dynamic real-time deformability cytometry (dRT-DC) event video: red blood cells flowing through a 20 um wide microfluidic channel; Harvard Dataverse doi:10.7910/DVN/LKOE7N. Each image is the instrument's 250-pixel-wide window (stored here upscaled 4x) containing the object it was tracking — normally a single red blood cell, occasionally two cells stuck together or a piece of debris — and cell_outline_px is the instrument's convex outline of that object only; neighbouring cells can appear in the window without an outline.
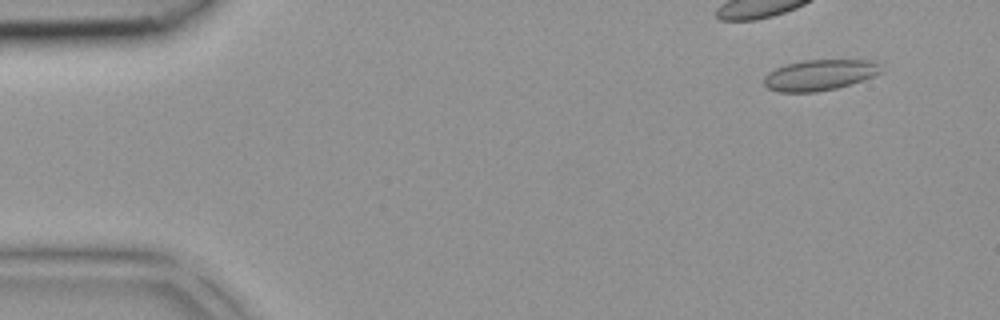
{"species": "common noctule bat (a hibernating species)", "species_latin": "Nyctalus noctula", "temperature_condition": "room temperature", "stored_images_in_passage": 42, "camera_frame_rate_fps": 3000, "um_per_image_px": 0.085, "animal": {"sex": "female", "body_mass_g": 18.4}, "frame": {"image": 1, "passage_image": 4, "time_ms": 1.0, "image_size_px": [1000, 320], "cell_outline_px": [[880, 72], [872, 76], [836, 88], [816, 92], [780, 92], [768, 88], [764, 84], [764, 76], [768, 72], [784, 64], [804, 60], [872, 60], [880, 64]], "centroid_in_image_um": [69.61, 6.37], "position_along_channel_um": 15.4, "area_um2": 20.81}}